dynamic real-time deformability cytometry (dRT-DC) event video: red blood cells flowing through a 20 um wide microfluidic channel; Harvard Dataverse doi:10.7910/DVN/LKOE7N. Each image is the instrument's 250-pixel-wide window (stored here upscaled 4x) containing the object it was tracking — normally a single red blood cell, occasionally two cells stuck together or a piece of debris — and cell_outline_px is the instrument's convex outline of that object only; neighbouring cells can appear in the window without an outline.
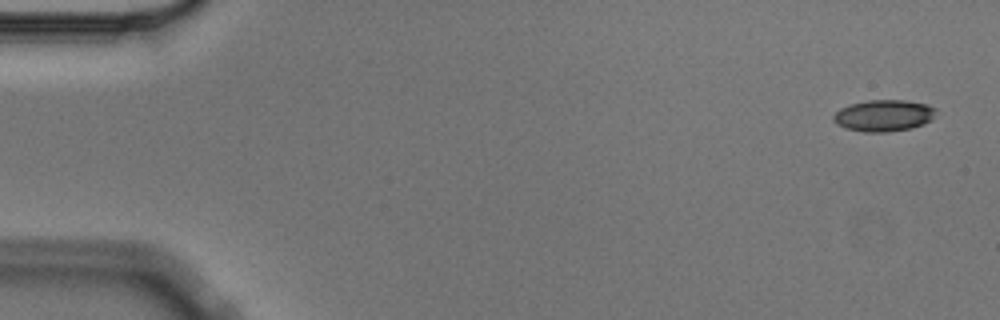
{"species": "Egyptian fruit bat (a non-hibernating species)", "species_latin": "Rousettus aegyptiacus", "temperature_condition": "cold", "stored_images_in_passage": 10, "camera_frame_rate_fps": 3000, "um_per_image_px": 0.085, "animal": {"sex": "male"}, "frame": {"image": 1, "passage_image": 1, "time_ms": 0.0, "image_size_px": [1000, 320], "cell_outline_px": [[936, 112], [932, 120], [924, 124], [912, 128], [888, 132], [864, 132], [844, 128], [836, 124], [832, 120], [832, 116], [840, 108], [848, 104], [868, 100], [904, 100], [928, 104], [936, 108]], "centroid_in_image_um": [75.11, 9.82], "position_along_channel_um": 9.9, "area_um2": 19.19}}
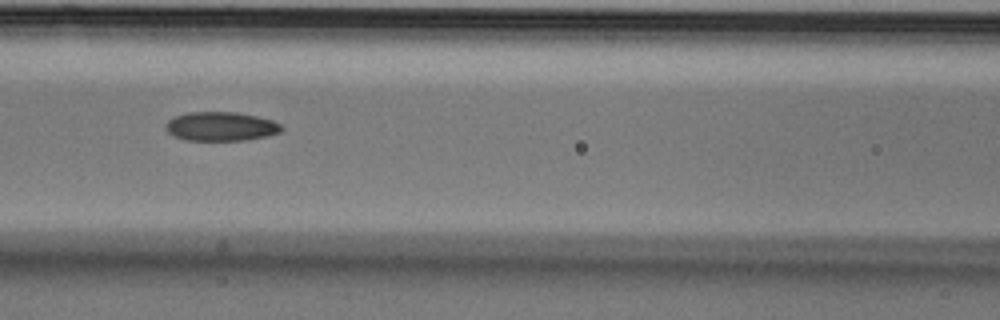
{"frame": {"image": 2, "passage_image": 7, "time_ms": 2.0, "image_size_px": [1000, 320], "cell_outline_px": [[284, 128], [280, 132], [268, 136], [244, 140], [184, 140], [172, 136], [168, 132], [168, 120], [176, 116], [188, 112], [236, 112], [256, 116], [272, 120], [280, 124]], "centroid_in_image_um": [18.8, 10.75], "position_along_channel_um": 147.8, "area_um2": 19.48}}
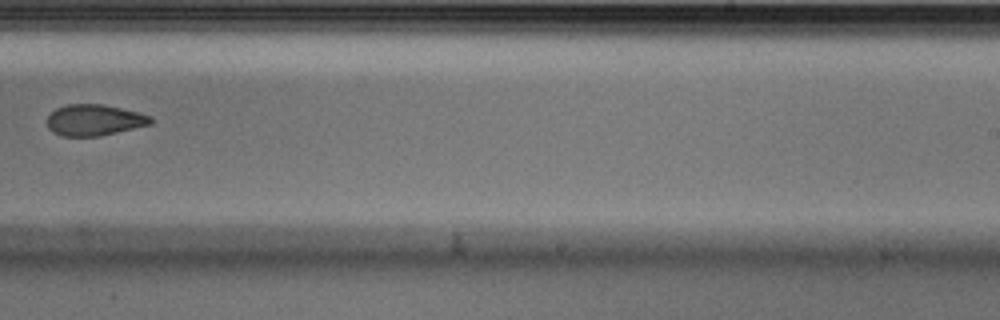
{"frame": {"image": 3, "passage_image": 10, "time_ms": 3.0, "image_size_px": [1000, 320], "cell_outline_px": [[152, 124], [100, 136], [60, 136], [52, 132], [48, 128], [48, 116], [56, 108], [68, 104], [104, 104], [152, 116]], "centroid_in_image_um": [8.0, 10.21], "position_along_channel_um": 281.0, "area_um2": 18.79}}